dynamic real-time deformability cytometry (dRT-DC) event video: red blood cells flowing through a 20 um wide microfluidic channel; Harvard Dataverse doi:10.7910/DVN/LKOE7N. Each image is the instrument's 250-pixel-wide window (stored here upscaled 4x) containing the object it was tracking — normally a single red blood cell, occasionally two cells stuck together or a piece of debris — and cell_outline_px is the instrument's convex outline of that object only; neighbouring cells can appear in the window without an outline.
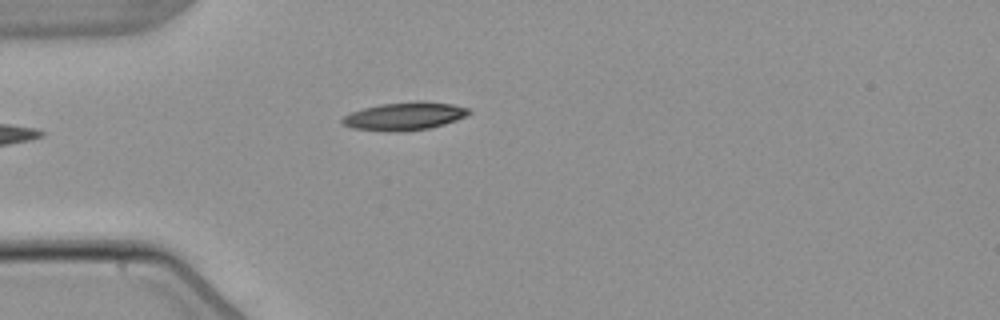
{"species": "common noctule bat (a hibernating species)", "species_latin": "Nyctalus noctula", "temperature_condition": "warm", "stored_images_in_passage": 1, "camera_frame_rate_fps": 3000, "um_per_image_px": 0.085, "animal": {"sex": "male", "body_mass_g": 21.5, "forearm_length_mm": 52.0}, "frame": {"image": 1, "passage_image": 1, "time_ms": 0.0, "image_size_px": [1000, 320], "cell_outline_px": [[472, 112], [468, 116], [444, 124], [428, 128], [400, 132], [388, 132], [352, 128], [340, 124], [340, 120], [344, 116], [352, 112], [364, 108], [380, 104], [416, 100], [420, 100], [452, 104], [468, 108]], "centroid_in_image_um": [34.38, 9.87], "position_along_channel_um": 50.6, "area_um2": 20.92}}